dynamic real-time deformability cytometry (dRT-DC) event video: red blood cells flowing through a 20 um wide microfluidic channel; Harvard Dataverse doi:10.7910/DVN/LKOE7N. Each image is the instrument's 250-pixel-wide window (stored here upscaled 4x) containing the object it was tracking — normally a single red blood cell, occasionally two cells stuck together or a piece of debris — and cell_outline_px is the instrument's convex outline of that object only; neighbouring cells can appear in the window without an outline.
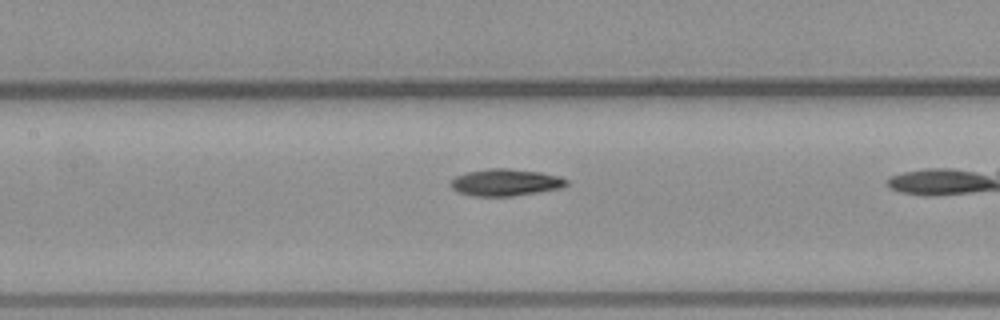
{"species": "common noctule bat (a hibernating species)", "species_latin": "Nyctalus noctula", "temperature_condition": "warm", "stored_images_in_passage": 23, "camera_frame_rate_fps": 3000, "um_per_image_px": 0.085, "animal": {"sex": "male", "body_mass_g": 23.1, "forearm_length_mm": 52.7}, "frame": {"image": 1, "passage_image": 14, "time_ms": 4.333, "image_size_px": [1000, 320], "cell_outline_px": [[568, 184], [564, 188], [512, 196], [472, 196], [456, 192], [448, 184], [456, 176], [468, 172], [488, 168], [508, 168], [540, 172], [556, 176], [568, 180]], "centroid_in_image_um": [42.95, 15.51], "position_along_channel_um": 164.5, "area_um2": 18.26}}